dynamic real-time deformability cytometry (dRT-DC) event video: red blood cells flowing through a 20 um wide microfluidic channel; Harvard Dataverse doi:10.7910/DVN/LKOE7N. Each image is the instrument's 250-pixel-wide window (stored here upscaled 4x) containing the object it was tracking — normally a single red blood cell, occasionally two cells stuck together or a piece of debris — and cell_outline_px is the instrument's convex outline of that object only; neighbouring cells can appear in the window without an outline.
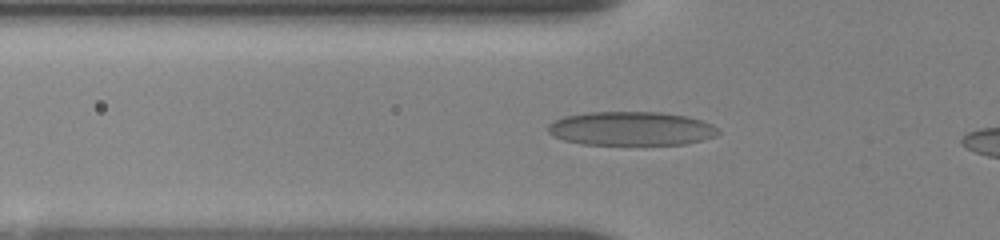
{"species": "human", "species_latin": "Homo sapiens", "temperature_condition": "room temperature", "stored_images_in_passage": 39, "camera_frame_rate_fps": 3000, "um_per_image_px": 0.085, "donor": {"sex": "female"}, "frame": {"image": 1, "passage_image": 9, "time_ms": 2.667, "image_size_px": [1000, 240], "cell_outline_px": [[720, 132], [716, 136], [684, 144], [584, 144], [564, 140], [552, 136], [548, 132], [548, 124], [552, 120], [564, 116], [588, 112], [660, 112], [688, 116], [712, 124]], "centroid_in_image_um": [53.61, 10.92], "position_along_channel_um": 72.2, "area_um2": 33.58}}
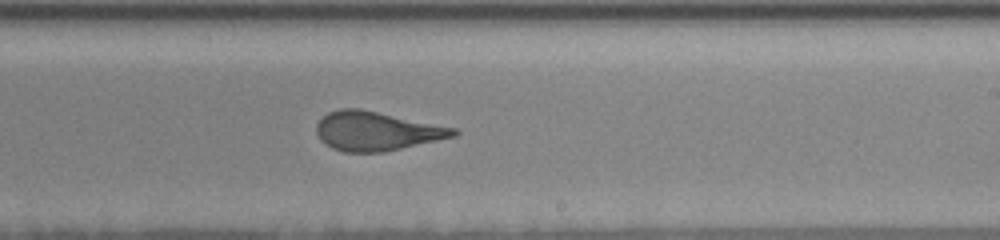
{"frame": {"image": 2, "passage_image": 24, "time_ms": 7.667, "image_size_px": [1000, 240], "cell_outline_px": [[460, 132], [456, 136], [384, 152], [344, 152], [332, 148], [324, 144], [320, 140], [316, 132], [316, 124], [328, 112], [340, 108], [360, 108], [456, 128]], "centroid_in_image_um": [31.99, 11.14], "position_along_channel_um": 257.0, "area_um2": 31.21}}
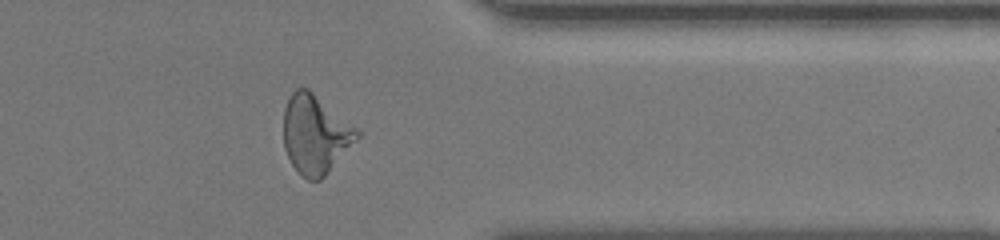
{"frame": {"image": 3, "passage_image": 35, "time_ms": 11.333, "image_size_px": [1000, 240], "cell_outline_px": [[360, 136], [324, 176], [320, 180], [308, 180], [300, 176], [296, 172], [284, 148], [284, 108], [292, 92], [296, 88], [308, 88], [356, 128], [360, 132]], "centroid_in_image_um": [26.77, 11.43], "position_along_channel_um": 384.6, "area_um2": 33.29}}